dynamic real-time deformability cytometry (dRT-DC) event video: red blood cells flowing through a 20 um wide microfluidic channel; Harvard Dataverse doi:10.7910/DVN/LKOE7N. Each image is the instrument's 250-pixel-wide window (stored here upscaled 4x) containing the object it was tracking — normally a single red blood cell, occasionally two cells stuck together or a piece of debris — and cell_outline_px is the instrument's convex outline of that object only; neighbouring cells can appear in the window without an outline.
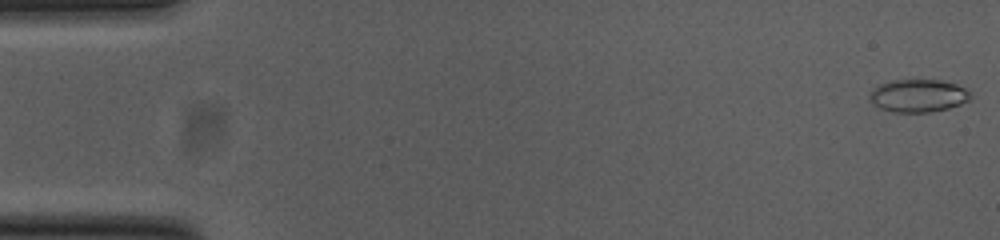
{"species": "common noctule bat (a hibernating species)", "species_latin": "Nyctalus noctula", "temperature_condition": "cold", "stored_images_in_passage": 39, "camera_frame_rate_fps": 3000, "um_per_image_px": 0.085, "animal": {"sex": "female", "body_mass_g": 23.0, "forearm_length_mm": 53.4}, "frame": {"image": 1, "passage_image": 1, "time_ms": 0.0, "image_size_px": [1000, 240], "cell_outline_px": [[972, 96], [968, 100], [960, 104], [948, 108], [928, 112], [892, 112], [880, 108], [868, 96], [872, 88], [880, 84], [892, 80], [940, 80], [956, 84], [964, 88]], "centroid_in_image_um": [78.03, 8.13], "position_along_channel_um": 7.0, "area_um2": 19.07}}
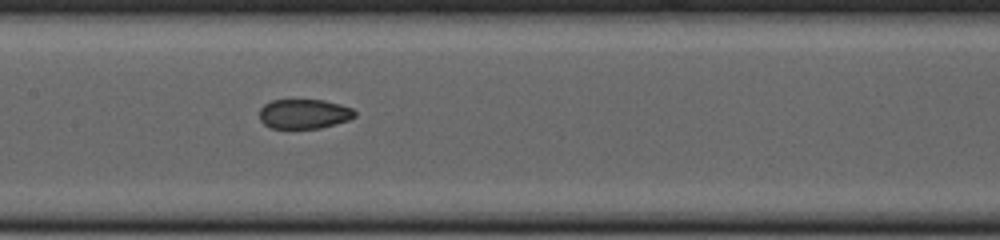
{"frame": {"image": 2, "passage_image": 26, "time_ms": 8.333, "image_size_px": [1000, 240], "cell_outline_px": [[356, 116], [348, 120], [336, 124], [320, 128], [268, 128], [260, 120], [260, 108], [264, 104], [272, 100], [324, 100], [340, 104], [352, 108], [356, 112]], "centroid_in_image_um": [25.84, 9.68], "position_along_channel_um": 181.6, "area_um2": 16.53}}
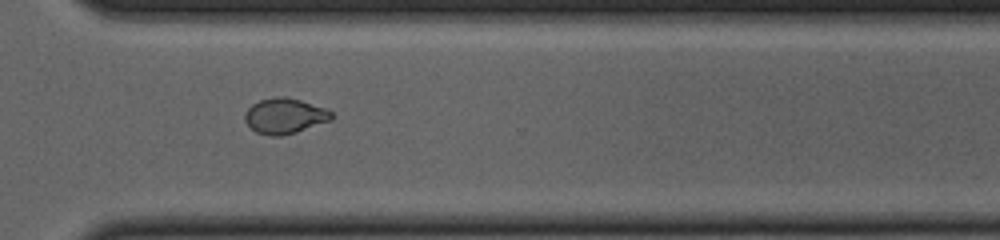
{"frame": {"image": 3, "passage_image": 39, "time_ms": 12.667, "image_size_px": [1000, 240], "cell_outline_px": [[332, 120], [296, 132], [280, 136], [268, 136], [256, 132], [244, 120], [244, 112], [252, 104], [260, 100], [272, 96], [284, 96], [300, 100], [328, 108], [332, 112]], "centroid_in_image_um": [24.2, 9.84], "position_along_channel_um": 346.4, "area_um2": 18.09}}